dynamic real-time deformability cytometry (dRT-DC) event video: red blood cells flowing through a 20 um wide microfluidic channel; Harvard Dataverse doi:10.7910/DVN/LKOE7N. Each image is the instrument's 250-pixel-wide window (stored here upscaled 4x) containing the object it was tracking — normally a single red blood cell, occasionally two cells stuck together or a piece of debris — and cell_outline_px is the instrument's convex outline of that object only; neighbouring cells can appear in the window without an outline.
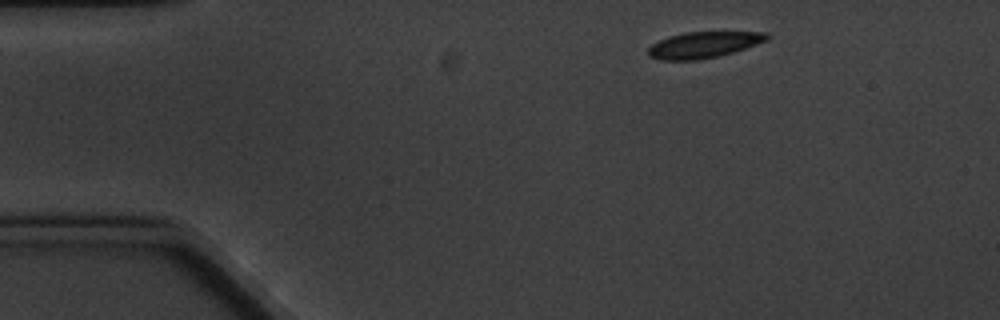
{"species": "common noctule bat (a hibernating species)", "species_latin": "Nyctalus noctula", "temperature_condition": "cold", "stored_images_in_passage": 7, "camera_frame_rate_fps": 3000, "um_per_image_px": 0.085, "animal": {"sex": "male", "body_mass_g": 20.1, "forearm_length_mm": 53.5}, "frame": {"image": 1, "passage_image": 1, "time_ms": 0.0, "image_size_px": [1000, 320], "cell_outline_px": [[772, 36], [768, 40], [732, 52], [716, 56], [696, 60], [660, 60], [648, 56], [648, 48], [652, 44], [668, 36], [684, 32], [768, 32]], "centroid_in_image_um": [59.8, 3.8], "position_along_channel_um": 25.2, "area_um2": 18.03}}
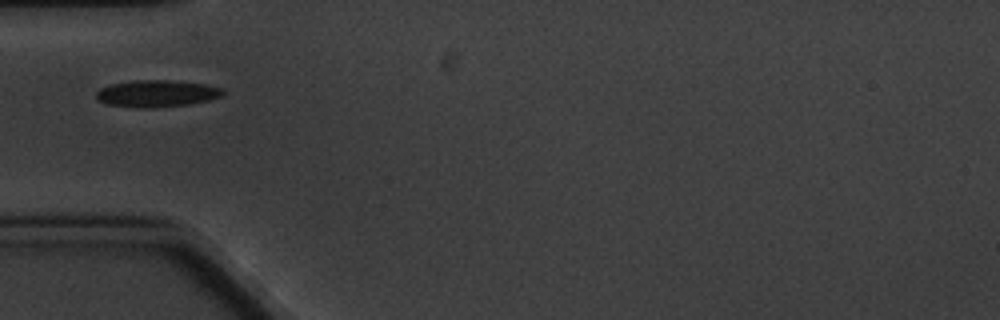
{"frame": {"image": 2, "passage_image": 4, "time_ms": 3.333, "image_size_px": [1000, 320], "cell_outline_px": [[224, 92], [220, 96], [208, 100], [188, 104], [144, 108], [136, 108], [108, 104], [100, 100], [96, 96], [96, 92], [100, 88], [112, 84], [136, 80], [168, 80], [204, 84], [224, 88]], "centroid_in_image_um": [13.32, 7.94], "position_along_channel_um": 71.7, "area_um2": 19.54}}
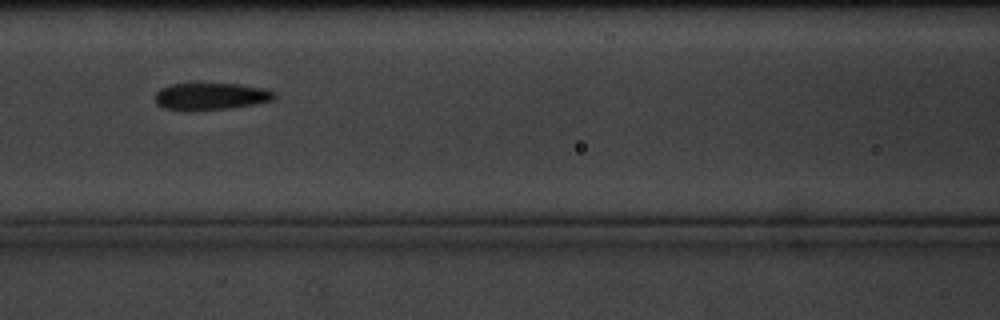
{"frame": {"image": 3, "passage_image": 6, "time_ms": 5.667, "image_size_px": [1000, 320], "cell_outline_px": [[276, 96], [272, 100], [252, 104], [228, 108], [164, 108], [156, 104], [156, 92], [160, 88], [172, 84], [240, 84], [264, 88], [276, 92]], "centroid_in_image_um": [17.96, 8.15], "position_along_channel_um": 148.6, "area_um2": 17.98}}